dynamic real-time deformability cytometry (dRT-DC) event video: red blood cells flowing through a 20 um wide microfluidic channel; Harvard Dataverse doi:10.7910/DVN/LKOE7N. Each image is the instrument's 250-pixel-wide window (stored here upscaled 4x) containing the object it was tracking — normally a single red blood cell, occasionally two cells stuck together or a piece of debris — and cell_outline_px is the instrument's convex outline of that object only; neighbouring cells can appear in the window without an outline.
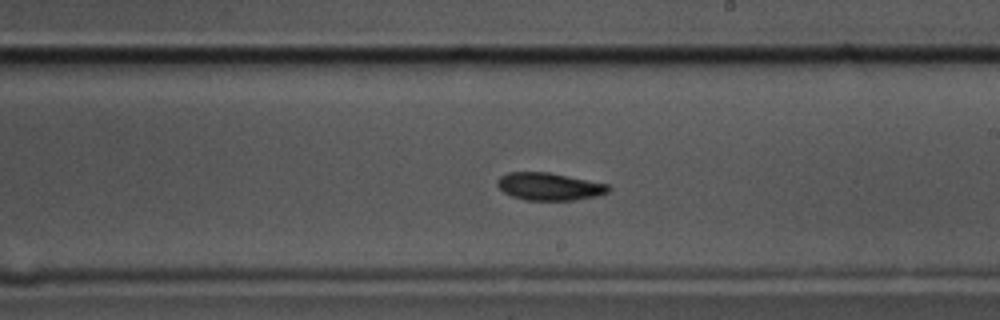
{"species": "common noctule bat (a hibernating species)", "species_latin": "Nyctalus noctula", "temperature_condition": "cold", "stored_images_in_passage": 54, "camera_frame_rate_fps": 3000, "um_per_image_px": 0.085, "animal": {"sex": "male", "body_mass_g": 17.5, "forearm_length_mm": 52.3}, "frame": {"image": 1, "passage_image": 30, "time_ms": 9.667, "image_size_px": [1000, 320], "cell_outline_px": [[612, 188], [608, 192], [596, 196], [572, 200], [524, 200], [512, 196], [504, 192], [496, 184], [496, 180], [500, 176], [508, 172], [548, 172], [608, 184]], "centroid_in_image_um": [46.67, 15.85], "position_along_channel_um": 242.3, "area_um2": 17.8}}
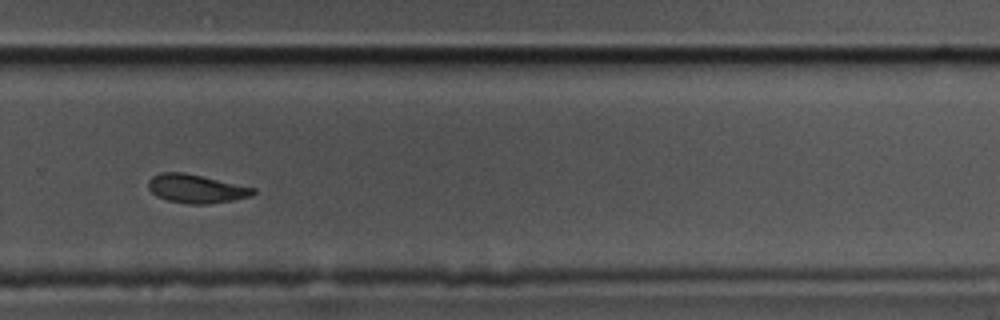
{"frame": {"image": 2, "passage_image": 36, "time_ms": 11.667, "image_size_px": [1000, 320], "cell_outline_px": [[256, 192], [248, 196], [232, 200], [208, 204], [188, 204], [168, 200], [156, 196], [148, 188], [148, 180], [152, 176], [160, 172], [184, 172], [256, 188]], "centroid_in_image_um": [16.63, 16.03], "position_along_channel_um": 313.2, "area_um2": 17.4}}
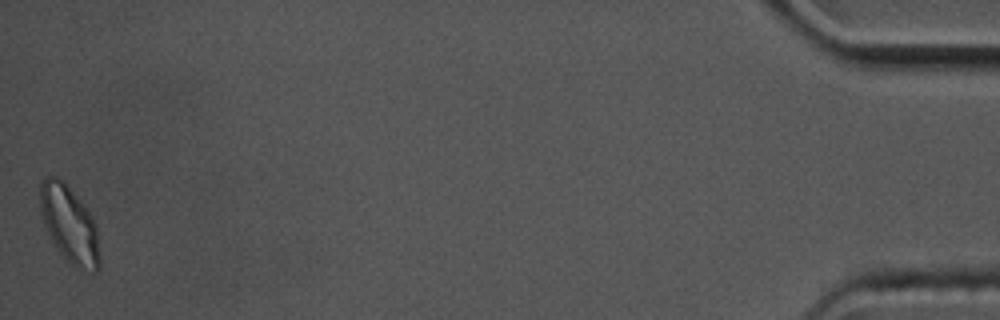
{"frame": {"image": 3, "passage_image": 54, "time_ms": 17.667, "image_size_px": [1000, 320], "cell_outline_px": [[100, 268], [96, 272], [80, 272], [64, 260], [56, 248], [40, 216], [40, 180], [44, 176], [56, 176], [84, 204], [92, 216], [96, 224], [100, 256]], "centroid_in_image_um": [5.91, 19.15], "position_along_channel_um": 429.3, "area_um2": 27.22}, "authors_computed_cell_mechanics": {"area_um2": 18.3804, "velocity_mm_per_s": 3.5304, "shape_relaxation_time_tau1_ms": 4.9676, "shape_relaxation_time_tau2_ms": null, "deformation_change_tau1": 0.1265, "deformation_change_tau2": null}}